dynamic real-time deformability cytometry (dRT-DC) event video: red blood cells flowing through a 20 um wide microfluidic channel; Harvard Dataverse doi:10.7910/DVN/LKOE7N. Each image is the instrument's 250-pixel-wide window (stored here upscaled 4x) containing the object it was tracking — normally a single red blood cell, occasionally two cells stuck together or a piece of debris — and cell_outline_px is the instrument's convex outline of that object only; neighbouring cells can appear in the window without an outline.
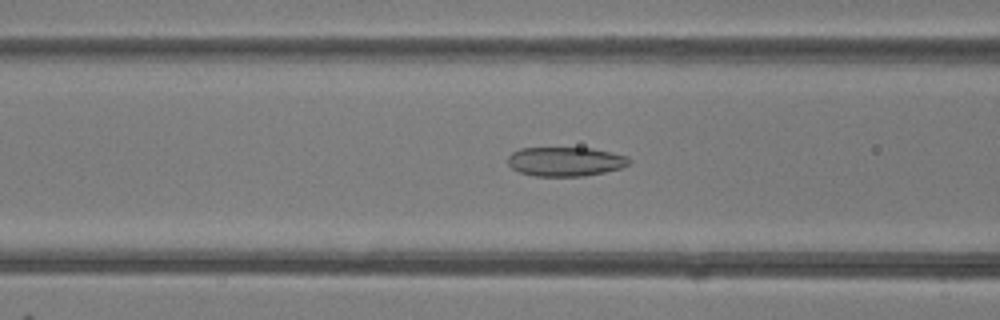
{"species": "common noctule bat (a hibernating species)", "species_latin": "Nyctalus noctula", "temperature_condition": "room temperature", "stored_images_in_passage": 43, "camera_frame_rate_fps": 3000, "um_per_image_px": 0.085, "animal": {"sex": "female"}, "frame": {"image": 1, "passage_image": 14, "time_ms": 4.333, "image_size_px": [1000, 320], "cell_outline_px": [[632, 160], [628, 164], [620, 168], [604, 172], [584, 176], [532, 176], [520, 172], [512, 168], [508, 164], [508, 156], [512, 152], [520, 148], [592, 148], [628, 156]], "centroid_in_image_um": [48.05, 13.73], "position_along_channel_um": 118.6, "area_um2": 20.69}}
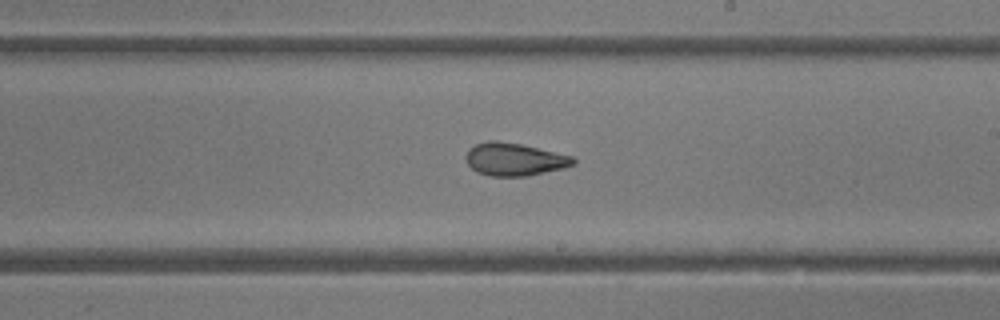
{"frame": {"image": 2, "passage_image": 23, "time_ms": 7.333, "image_size_px": [1000, 320], "cell_outline_px": [[576, 164], [564, 168], [528, 176], [488, 176], [476, 172], [468, 164], [464, 156], [468, 148], [476, 144], [488, 140], [496, 140], [520, 144], [572, 156], [576, 160]], "centroid_in_image_um": [43.7, 13.55], "position_along_channel_um": 245.3, "area_um2": 20.63}}
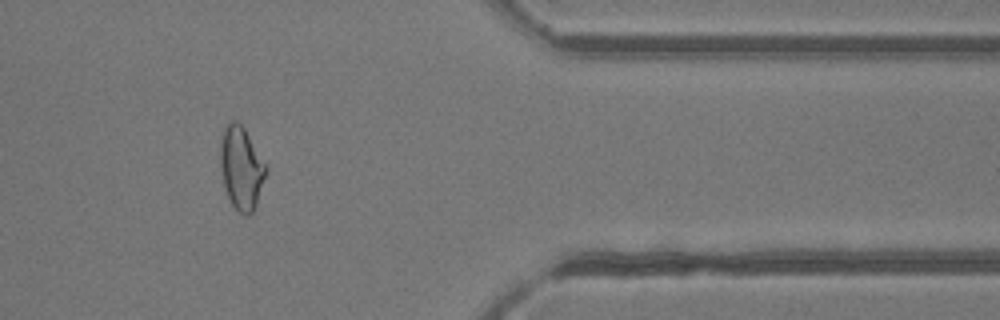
{"frame": {"image": 3, "passage_image": 35, "time_ms": 11.333, "image_size_px": [1000, 320], "cell_outline_px": [[268, 168], [256, 208], [248, 216], [244, 216], [232, 204], [228, 196], [224, 184], [220, 164], [220, 136], [224, 124], [232, 120], [236, 120], [244, 128]], "centroid_in_image_um": [20.51, 14.26], "position_along_channel_um": 390.9, "area_um2": 22.2}, "authors_computed_cell_mechanics": {"area_um2": 21.7328, "velocity_mm_per_s": 4.2255, "shape_relaxation_time_tau1_ms": 6.5064, "shape_relaxation_time_tau2_ms": 1.9781, "deformation_change_tau1": 0.1711, "deformation_change_tau2": 0.1035}}